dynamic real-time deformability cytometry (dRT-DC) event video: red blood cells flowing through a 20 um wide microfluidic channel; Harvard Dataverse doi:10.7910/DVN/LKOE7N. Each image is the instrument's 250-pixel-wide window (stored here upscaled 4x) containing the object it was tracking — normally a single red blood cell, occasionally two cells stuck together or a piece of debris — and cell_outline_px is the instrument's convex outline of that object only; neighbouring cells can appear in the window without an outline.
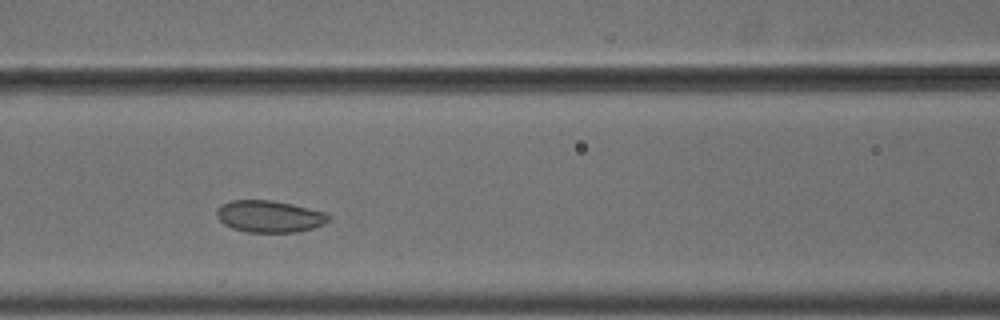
{"species": "common noctule bat (a hibernating species)", "species_latin": "Nyctalus noctula", "temperature_condition": "cold", "stored_images_in_passage": 10, "camera_frame_rate_fps": 3000, "um_per_image_px": 0.085, "animal": {"sex": "male", "body_mass_g": 18.8}, "frame": {"image": 1, "passage_image": 4, "time_ms": 1.0, "image_size_px": [1000, 320], "cell_outline_px": [[332, 220], [324, 224], [312, 228], [296, 232], [248, 232], [232, 228], [224, 224], [216, 216], [216, 212], [220, 204], [232, 200], [272, 200], [292, 204], [324, 212], [332, 216]], "centroid_in_image_um": [22.91, 18.39], "position_along_channel_um": 143.7, "area_um2": 20.87}}
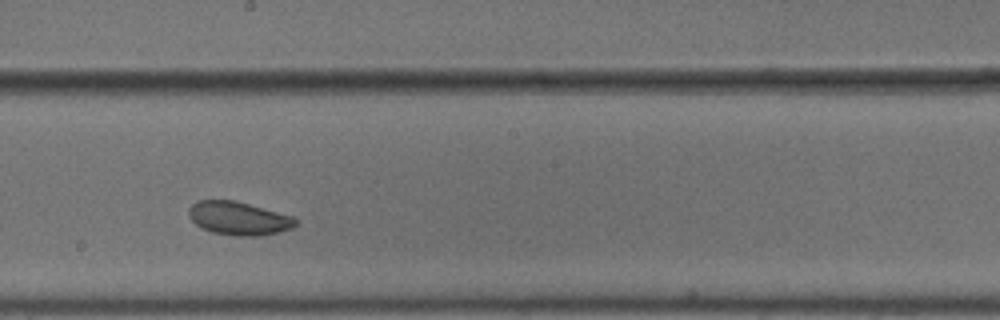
{"frame": {"image": 2, "passage_image": 6, "time_ms": 1.667, "image_size_px": [1000, 320], "cell_outline_px": [[296, 224], [292, 228], [280, 232], [260, 236], [236, 236], [212, 232], [200, 228], [188, 216], [188, 208], [196, 200], [236, 200], [292, 216], [296, 220]], "centroid_in_image_um": [20.25, 18.56], "position_along_channel_um": 227.9, "area_um2": 20.92}}
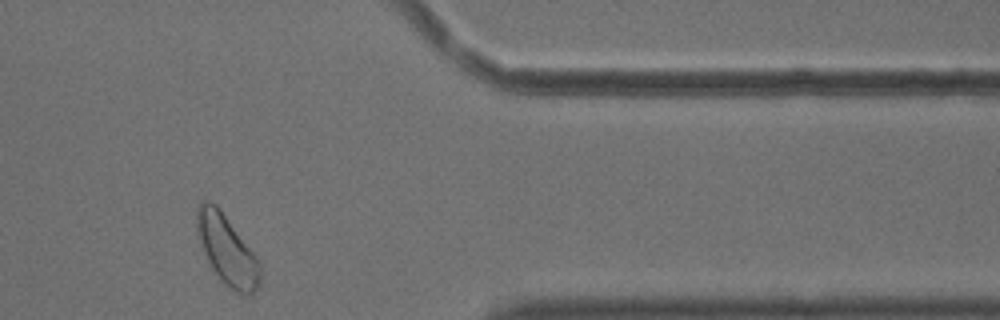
{"frame": {"image": 3, "passage_image": 10, "time_ms": 3.0, "image_size_px": [1000, 320], "cell_outline_px": [[260, 284], [248, 296], [232, 288], [220, 280], [212, 268], [204, 252], [196, 228], [196, 208], [204, 200], [208, 200], [216, 204], [220, 208], [256, 256], [260, 264]], "centroid_in_image_um": [19.28, 21.2], "position_along_channel_um": 392.1, "area_um2": 25.2}}